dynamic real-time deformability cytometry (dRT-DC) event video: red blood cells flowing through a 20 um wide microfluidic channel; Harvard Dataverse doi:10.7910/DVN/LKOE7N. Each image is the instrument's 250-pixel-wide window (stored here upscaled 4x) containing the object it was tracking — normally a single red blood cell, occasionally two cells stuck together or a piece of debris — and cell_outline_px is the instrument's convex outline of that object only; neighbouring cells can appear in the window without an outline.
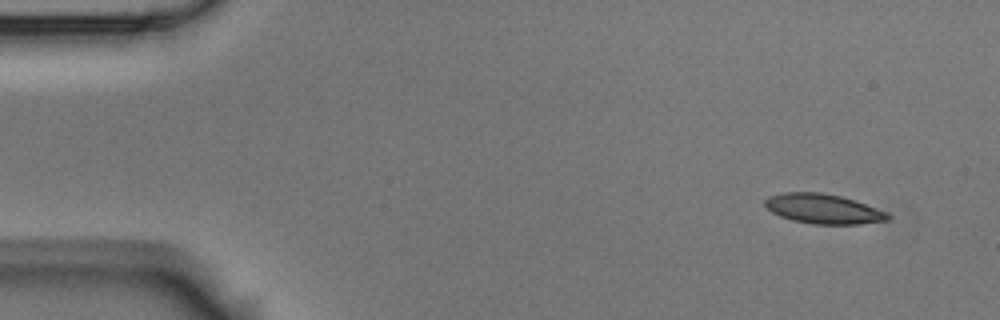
{"species": "Egyptian fruit bat (a non-hibernating species)", "species_latin": "Rousettus aegyptiacus", "temperature_condition": "room temperature", "stored_images_in_passage": 4, "camera_frame_rate_fps": 3000, "um_per_image_px": 0.085, "animal": {"sex": "male"}, "frame": {"image": 1, "passage_image": 1, "time_ms": 0.0, "image_size_px": [1000, 320], "cell_outline_px": [[892, 220], [860, 224], [812, 224], [792, 220], [780, 216], [772, 212], [764, 204], [764, 200], [768, 196], [784, 192], [820, 192], [840, 196], [888, 212], [892, 216]], "centroid_in_image_um": [69.99, 17.76], "position_along_channel_um": 15.0, "area_um2": 21.33}}